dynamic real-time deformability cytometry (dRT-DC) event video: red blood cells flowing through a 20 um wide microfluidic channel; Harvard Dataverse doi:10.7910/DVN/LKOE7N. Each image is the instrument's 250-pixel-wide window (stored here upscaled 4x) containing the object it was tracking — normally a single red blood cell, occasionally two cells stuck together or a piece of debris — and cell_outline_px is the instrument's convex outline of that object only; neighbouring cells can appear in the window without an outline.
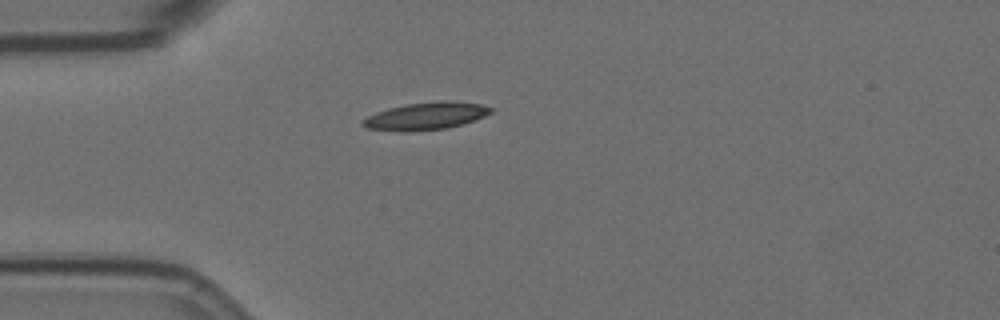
{"species": "Egyptian fruit bat (a non-hibernating species)", "species_latin": "Rousettus aegyptiacus", "temperature_condition": "room temperature", "stored_images_in_passage": 32, "camera_frame_rate_fps": 3000, "um_per_image_px": 0.085, "animal": {"sex": "female"}, "frame": {"image": 1, "passage_image": 1, "time_ms": 0.0, "image_size_px": [1000, 320], "cell_outline_px": [[496, 108], [492, 112], [484, 116], [448, 128], [408, 132], [400, 132], [368, 128], [360, 124], [360, 120], [376, 112], [388, 108], [408, 104], [440, 100], [448, 100], [480, 104]], "centroid_in_image_um": [36.18, 9.86], "position_along_channel_um": 48.8, "area_um2": 20.58}}
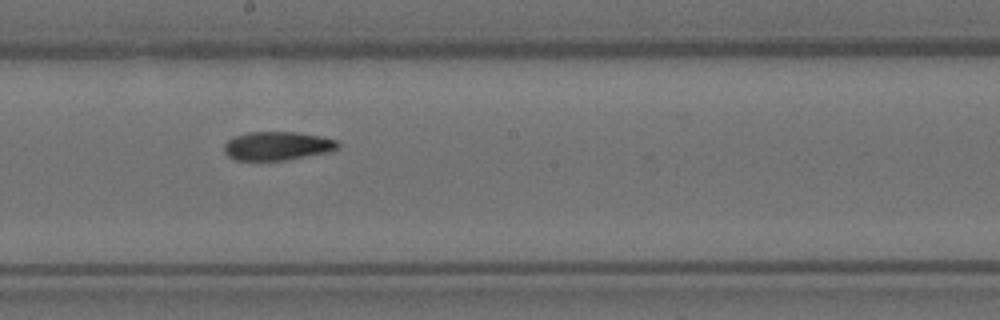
{"frame": {"image": 2, "passage_image": 17, "time_ms": 5.333, "image_size_px": [1000, 320], "cell_outline_px": [[340, 148], [328, 152], [288, 160], [236, 160], [228, 156], [224, 152], [224, 144], [232, 136], [248, 132], [296, 132], [320, 136], [336, 140], [340, 144]], "centroid_in_image_um": [23.57, 12.4], "position_along_channel_um": 224.6, "area_um2": 19.13}}
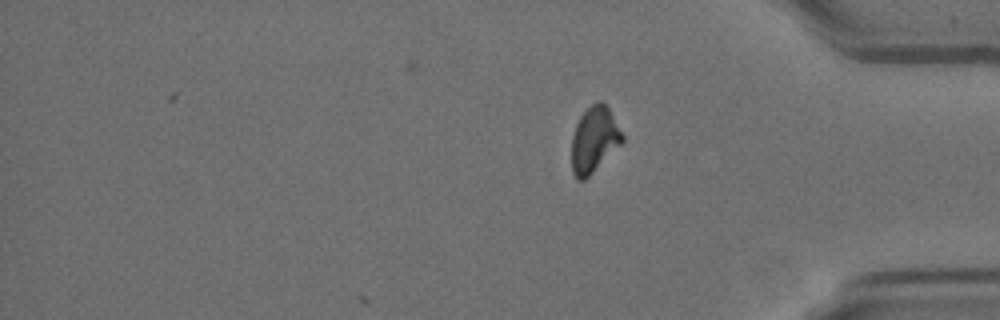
{"frame": {"image": 3, "passage_image": 32, "time_ms": 10.333, "image_size_px": [1000, 320], "cell_outline_px": [[624, 140], [584, 180], [576, 180], [572, 172], [572, 136], [576, 124], [580, 116], [596, 100], [600, 100], [608, 108], [624, 136]], "centroid_in_image_um": [50.48, 11.86], "position_along_channel_um": 384.7, "area_um2": 19.02}, "authors_computed_cell_mechanics": {"area_um2": 19.5075, "velocity_mm_per_s": 3.5113, "shape_relaxation_time_tau1_ms": 10.4333, "shape_relaxation_time_tau2_ms": 10.1069, "deformation_change_tau1": 0.2194, "deformation_change_tau2": 0.1702}}